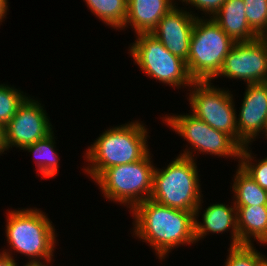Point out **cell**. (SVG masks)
Wrapping results in <instances>:
<instances>
[{"label":"cell","mask_w":267,"mask_h":266,"mask_svg":"<svg viewBox=\"0 0 267 266\" xmlns=\"http://www.w3.org/2000/svg\"><path fill=\"white\" fill-rule=\"evenodd\" d=\"M259 266H267V256L264 254L260 255Z\"/></svg>","instance_id":"30"},{"label":"cell","mask_w":267,"mask_h":266,"mask_svg":"<svg viewBox=\"0 0 267 266\" xmlns=\"http://www.w3.org/2000/svg\"><path fill=\"white\" fill-rule=\"evenodd\" d=\"M56 137L54 130L45 138L38 140L34 144L27 145L23 151H28L32 154L36 171L44 178H53L57 176L60 166V157L56 149Z\"/></svg>","instance_id":"18"},{"label":"cell","mask_w":267,"mask_h":266,"mask_svg":"<svg viewBox=\"0 0 267 266\" xmlns=\"http://www.w3.org/2000/svg\"><path fill=\"white\" fill-rule=\"evenodd\" d=\"M9 3L8 0H0V25L2 24L4 18L6 19L7 12L9 11Z\"/></svg>","instance_id":"27"},{"label":"cell","mask_w":267,"mask_h":266,"mask_svg":"<svg viewBox=\"0 0 267 266\" xmlns=\"http://www.w3.org/2000/svg\"><path fill=\"white\" fill-rule=\"evenodd\" d=\"M177 0H127V16L121 30L131 28L135 35L151 33ZM127 27V28H126Z\"/></svg>","instance_id":"15"},{"label":"cell","mask_w":267,"mask_h":266,"mask_svg":"<svg viewBox=\"0 0 267 266\" xmlns=\"http://www.w3.org/2000/svg\"><path fill=\"white\" fill-rule=\"evenodd\" d=\"M151 151L137 162L105 169L94 182L103 197L113 203L125 205L131 211L150 198L155 167Z\"/></svg>","instance_id":"5"},{"label":"cell","mask_w":267,"mask_h":266,"mask_svg":"<svg viewBox=\"0 0 267 266\" xmlns=\"http://www.w3.org/2000/svg\"><path fill=\"white\" fill-rule=\"evenodd\" d=\"M196 161L178 155L164 168L155 167L150 199L174 209L195 212L203 198Z\"/></svg>","instance_id":"4"},{"label":"cell","mask_w":267,"mask_h":266,"mask_svg":"<svg viewBox=\"0 0 267 266\" xmlns=\"http://www.w3.org/2000/svg\"><path fill=\"white\" fill-rule=\"evenodd\" d=\"M222 76L245 84L267 82V37L236 42L211 81Z\"/></svg>","instance_id":"10"},{"label":"cell","mask_w":267,"mask_h":266,"mask_svg":"<svg viewBox=\"0 0 267 266\" xmlns=\"http://www.w3.org/2000/svg\"><path fill=\"white\" fill-rule=\"evenodd\" d=\"M52 260L54 262L53 258L45 259L43 261H27L23 266H52Z\"/></svg>","instance_id":"29"},{"label":"cell","mask_w":267,"mask_h":266,"mask_svg":"<svg viewBox=\"0 0 267 266\" xmlns=\"http://www.w3.org/2000/svg\"><path fill=\"white\" fill-rule=\"evenodd\" d=\"M133 236L152 247L160 261L172 249L196 244L194 212L174 209L147 199L131 211Z\"/></svg>","instance_id":"1"},{"label":"cell","mask_w":267,"mask_h":266,"mask_svg":"<svg viewBox=\"0 0 267 266\" xmlns=\"http://www.w3.org/2000/svg\"><path fill=\"white\" fill-rule=\"evenodd\" d=\"M251 146H244L240 152L239 165L264 190H267V157L255 159Z\"/></svg>","instance_id":"22"},{"label":"cell","mask_w":267,"mask_h":266,"mask_svg":"<svg viewBox=\"0 0 267 266\" xmlns=\"http://www.w3.org/2000/svg\"><path fill=\"white\" fill-rule=\"evenodd\" d=\"M148 131L139 120L110 126L87 147L83 157L88 165L83 172L94 181L107 168L143 159L150 152Z\"/></svg>","instance_id":"2"},{"label":"cell","mask_w":267,"mask_h":266,"mask_svg":"<svg viewBox=\"0 0 267 266\" xmlns=\"http://www.w3.org/2000/svg\"><path fill=\"white\" fill-rule=\"evenodd\" d=\"M102 23L121 30L127 16V0H83Z\"/></svg>","instance_id":"20"},{"label":"cell","mask_w":267,"mask_h":266,"mask_svg":"<svg viewBox=\"0 0 267 266\" xmlns=\"http://www.w3.org/2000/svg\"><path fill=\"white\" fill-rule=\"evenodd\" d=\"M20 88L7 84H0V125H5L17 112L18 107L28 97Z\"/></svg>","instance_id":"21"},{"label":"cell","mask_w":267,"mask_h":266,"mask_svg":"<svg viewBox=\"0 0 267 266\" xmlns=\"http://www.w3.org/2000/svg\"><path fill=\"white\" fill-rule=\"evenodd\" d=\"M244 5L250 28L259 37H267V0H244Z\"/></svg>","instance_id":"23"},{"label":"cell","mask_w":267,"mask_h":266,"mask_svg":"<svg viewBox=\"0 0 267 266\" xmlns=\"http://www.w3.org/2000/svg\"><path fill=\"white\" fill-rule=\"evenodd\" d=\"M212 84L211 81H195L190 86V92L186 93L187 96L189 94L190 113L212 128L230 135L243 148L247 144L238 136V113L233 92Z\"/></svg>","instance_id":"9"},{"label":"cell","mask_w":267,"mask_h":266,"mask_svg":"<svg viewBox=\"0 0 267 266\" xmlns=\"http://www.w3.org/2000/svg\"><path fill=\"white\" fill-rule=\"evenodd\" d=\"M178 7V3L158 22L151 32L168 51L187 62L190 38L196 18H200L195 11H187L185 7ZM190 11V12H189ZM197 15V16H196Z\"/></svg>","instance_id":"12"},{"label":"cell","mask_w":267,"mask_h":266,"mask_svg":"<svg viewBox=\"0 0 267 266\" xmlns=\"http://www.w3.org/2000/svg\"><path fill=\"white\" fill-rule=\"evenodd\" d=\"M5 151H8L6 145L5 128L0 125V155L5 154Z\"/></svg>","instance_id":"28"},{"label":"cell","mask_w":267,"mask_h":266,"mask_svg":"<svg viewBox=\"0 0 267 266\" xmlns=\"http://www.w3.org/2000/svg\"><path fill=\"white\" fill-rule=\"evenodd\" d=\"M203 198L195 210V241L196 243L201 239H204L210 233L213 234H224L227 231H230L231 239L230 246L240 245V239L237 228V208L231 202V205H226L225 203H213L210 204L203 213L202 203ZM202 213V214H201ZM199 214L201 215V220L198 219ZM224 232V233H223Z\"/></svg>","instance_id":"14"},{"label":"cell","mask_w":267,"mask_h":266,"mask_svg":"<svg viewBox=\"0 0 267 266\" xmlns=\"http://www.w3.org/2000/svg\"><path fill=\"white\" fill-rule=\"evenodd\" d=\"M162 122L188 142L189 147L186 145L180 156L197 160L195 153H198L240 159L242 147L230 135L212 128L190 112L186 115L166 114Z\"/></svg>","instance_id":"8"},{"label":"cell","mask_w":267,"mask_h":266,"mask_svg":"<svg viewBox=\"0 0 267 266\" xmlns=\"http://www.w3.org/2000/svg\"><path fill=\"white\" fill-rule=\"evenodd\" d=\"M179 2L181 1L183 6H189L190 10L195 7L196 10H199L201 12L202 16L200 18H213L220 10L222 5L226 2V0H178ZM185 4H184V3ZM207 15V16H206Z\"/></svg>","instance_id":"25"},{"label":"cell","mask_w":267,"mask_h":266,"mask_svg":"<svg viewBox=\"0 0 267 266\" xmlns=\"http://www.w3.org/2000/svg\"><path fill=\"white\" fill-rule=\"evenodd\" d=\"M14 259L12 256L0 252V266H18Z\"/></svg>","instance_id":"26"},{"label":"cell","mask_w":267,"mask_h":266,"mask_svg":"<svg viewBox=\"0 0 267 266\" xmlns=\"http://www.w3.org/2000/svg\"><path fill=\"white\" fill-rule=\"evenodd\" d=\"M40 102L28 95L18 107L15 115L5 125L8 152L12 147L22 150L27 145L45 138L53 131L51 119Z\"/></svg>","instance_id":"11"},{"label":"cell","mask_w":267,"mask_h":266,"mask_svg":"<svg viewBox=\"0 0 267 266\" xmlns=\"http://www.w3.org/2000/svg\"><path fill=\"white\" fill-rule=\"evenodd\" d=\"M232 179L233 203L235 206H267V190L261 188L239 165Z\"/></svg>","instance_id":"19"},{"label":"cell","mask_w":267,"mask_h":266,"mask_svg":"<svg viewBox=\"0 0 267 266\" xmlns=\"http://www.w3.org/2000/svg\"><path fill=\"white\" fill-rule=\"evenodd\" d=\"M212 19L235 42L252 41L259 37L248 24L244 0H226Z\"/></svg>","instance_id":"16"},{"label":"cell","mask_w":267,"mask_h":266,"mask_svg":"<svg viewBox=\"0 0 267 266\" xmlns=\"http://www.w3.org/2000/svg\"><path fill=\"white\" fill-rule=\"evenodd\" d=\"M265 137H263V138H266L267 139V125H266V130H265V135H264Z\"/></svg>","instance_id":"31"},{"label":"cell","mask_w":267,"mask_h":266,"mask_svg":"<svg viewBox=\"0 0 267 266\" xmlns=\"http://www.w3.org/2000/svg\"><path fill=\"white\" fill-rule=\"evenodd\" d=\"M6 214L5 235L10 248L1 252L12 257L16 252L27 261L54 258L58 233L48 214L36 207L8 210Z\"/></svg>","instance_id":"3"},{"label":"cell","mask_w":267,"mask_h":266,"mask_svg":"<svg viewBox=\"0 0 267 266\" xmlns=\"http://www.w3.org/2000/svg\"><path fill=\"white\" fill-rule=\"evenodd\" d=\"M135 37L128 53L144 74L174 89L190 88L195 81L186 61L171 54L151 33H139Z\"/></svg>","instance_id":"7"},{"label":"cell","mask_w":267,"mask_h":266,"mask_svg":"<svg viewBox=\"0 0 267 266\" xmlns=\"http://www.w3.org/2000/svg\"><path fill=\"white\" fill-rule=\"evenodd\" d=\"M240 245H267V206H236ZM254 239V240H253Z\"/></svg>","instance_id":"17"},{"label":"cell","mask_w":267,"mask_h":266,"mask_svg":"<svg viewBox=\"0 0 267 266\" xmlns=\"http://www.w3.org/2000/svg\"><path fill=\"white\" fill-rule=\"evenodd\" d=\"M236 115L238 136L247 144L265 135L267 125V82L246 84ZM262 134V135H259Z\"/></svg>","instance_id":"13"},{"label":"cell","mask_w":267,"mask_h":266,"mask_svg":"<svg viewBox=\"0 0 267 266\" xmlns=\"http://www.w3.org/2000/svg\"><path fill=\"white\" fill-rule=\"evenodd\" d=\"M236 42L211 18H196L187 68L194 81H211Z\"/></svg>","instance_id":"6"},{"label":"cell","mask_w":267,"mask_h":266,"mask_svg":"<svg viewBox=\"0 0 267 266\" xmlns=\"http://www.w3.org/2000/svg\"><path fill=\"white\" fill-rule=\"evenodd\" d=\"M224 266H259L260 253L253 245L230 246Z\"/></svg>","instance_id":"24"}]
</instances>
